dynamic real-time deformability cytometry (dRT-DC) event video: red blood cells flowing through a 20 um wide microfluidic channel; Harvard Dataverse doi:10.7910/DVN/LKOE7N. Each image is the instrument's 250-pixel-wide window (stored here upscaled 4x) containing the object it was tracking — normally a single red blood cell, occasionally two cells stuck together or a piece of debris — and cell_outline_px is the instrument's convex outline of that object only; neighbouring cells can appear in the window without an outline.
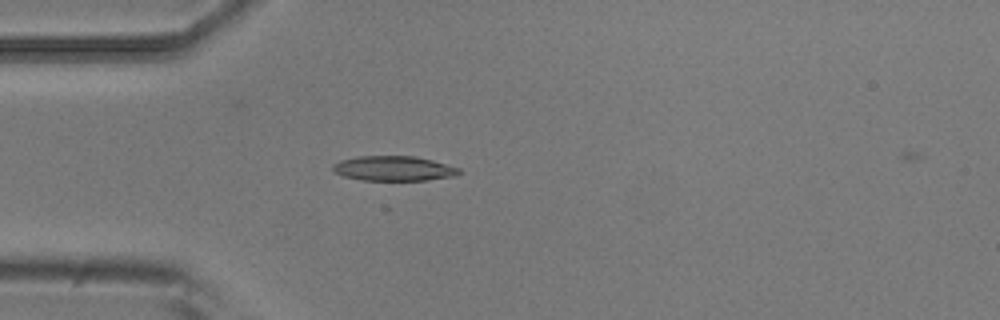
{"species": "common noctule bat (a hibernating species)", "species_latin": "Nyctalus noctula", "temperature_condition": "room temperature", "stored_images_in_passage": 5, "camera_frame_rate_fps": 3000, "um_per_image_px": 0.085, "animal": {"sex": "male", "body_mass_g": 20.5, "forearm_length_mm": 52.5}, "frame": {"image": 1, "passage_image": 4, "time_ms": 1.0, "image_size_px": [1000, 320], "cell_outline_px": [[460, 172], [456, 176], [428, 180], [364, 180], [344, 176], [332, 172], [332, 164], [340, 160], [356, 156], [416, 156], [432, 160], [460, 168]], "centroid_in_image_um": [33.44, 14.31], "position_along_channel_um": 51.6, "area_um2": 18.38}}